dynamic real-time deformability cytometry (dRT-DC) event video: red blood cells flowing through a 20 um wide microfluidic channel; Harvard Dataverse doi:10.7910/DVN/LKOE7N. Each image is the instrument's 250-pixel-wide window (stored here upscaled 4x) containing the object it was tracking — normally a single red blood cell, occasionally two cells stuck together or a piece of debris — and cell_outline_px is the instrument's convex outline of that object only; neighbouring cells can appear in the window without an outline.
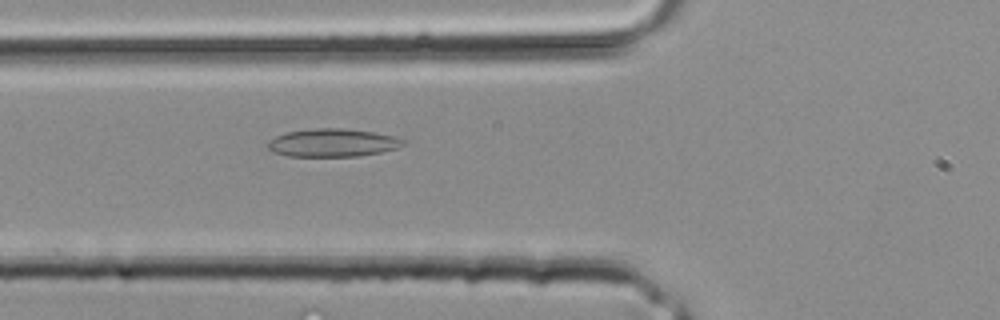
{"species": "common noctule bat (a hibernating species)", "species_latin": "Nyctalus noctula", "temperature_condition": "room temperature", "stored_images_in_passage": 3, "camera_frame_rate_fps": 3000, "um_per_image_px": 0.085, "animal": {"sex": "male", "body_mass_g": 20.4}, "frame": {"image": 1, "passage_image": 3, "time_ms": 0.667, "image_size_px": [1000, 320], "cell_outline_px": [[408, 140], [404, 144], [396, 148], [380, 152], [356, 156], [288, 156], [272, 152], [268, 148], [268, 140], [276, 136], [288, 132], [316, 128], [344, 128], [372, 132], [392, 136]], "centroid_in_image_um": [28.26, 12.13], "position_along_channel_um": 97.5, "area_um2": 21.96}}